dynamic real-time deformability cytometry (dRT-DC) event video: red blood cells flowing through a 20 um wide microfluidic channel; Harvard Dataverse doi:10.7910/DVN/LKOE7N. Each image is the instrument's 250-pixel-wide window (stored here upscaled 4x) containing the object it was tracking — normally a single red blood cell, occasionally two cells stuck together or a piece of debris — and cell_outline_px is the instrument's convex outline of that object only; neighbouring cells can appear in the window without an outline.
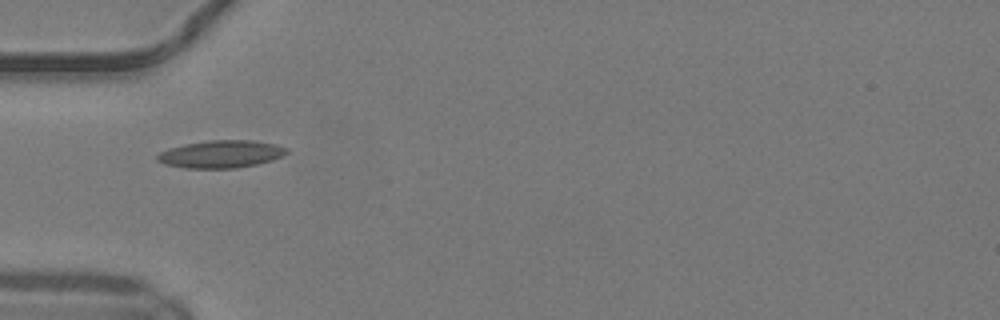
{"species": "common noctule bat (a hibernating species)", "species_latin": "Nyctalus noctula", "temperature_condition": "warm", "stored_images_in_passage": 32, "camera_frame_rate_fps": 3000, "um_per_image_px": 0.085, "animal": {"sex": "male", "body_mass_g": 19.2, "forearm_length_mm": 51.8}, "frame": {"image": 1, "passage_image": 1, "time_ms": 0.0, "image_size_px": [1000, 320], "cell_outline_px": [[288, 152], [272, 160], [256, 164], [236, 168], [184, 168], [164, 164], [156, 160], [156, 156], [160, 152], [168, 148], [184, 144], [208, 140], [252, 140], [276, 144], [288, 148]], "centroid_in_image_um": [18.76, 13.09], "position_along_channel_um": 66.2, "area_um2": 20.81}}
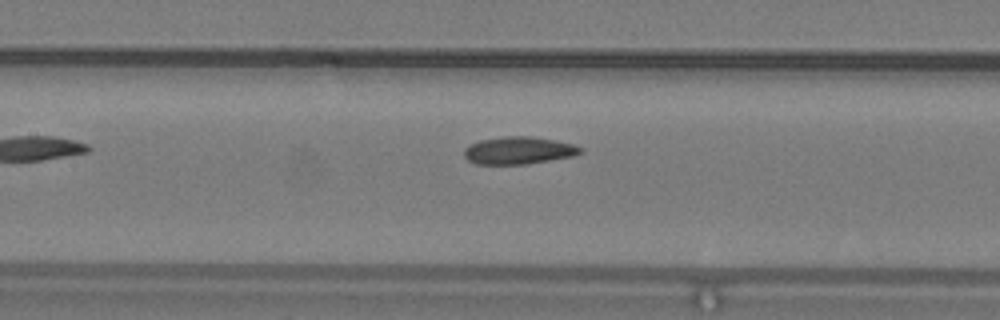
{"frame": {"image": 2, "passage_image": 8, "time_ms": 2.333, "image_size_px": [1000, 320], "cell_outline_px": [[584, 152], [572, 156], [524, 164], [476, 164], [468, 160], [464, 156], [464, 148], [468, 144], [480, 140], [504, 136], [532, 136], [572, 144], [584, 148]], "centroid_in_image_um": [44.05, 12.78], "position_along_channel_um": 163.3, "area_um2": 18.55}}
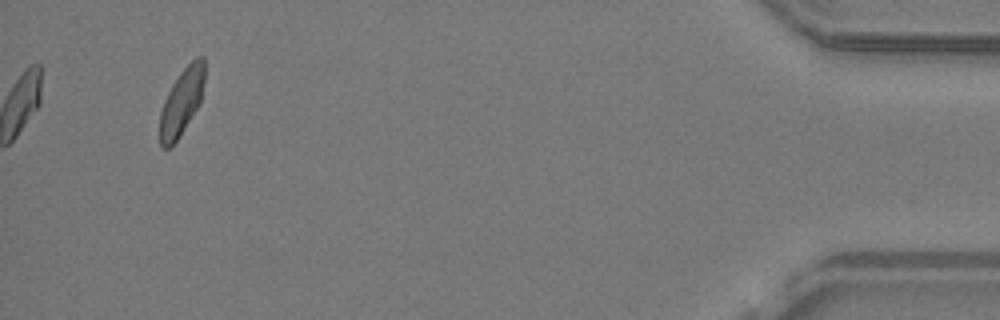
{"frame": {"image": 3, "passage_image": 32, "time_ms": 10.333, "image_size_px": [1000, 320], "cell_outline_px": [[204, 80], [200, 104], [176, 140], [168, 148], [160, 148], [160, 112], [164, 100], [172, 84], [180, 72], [196, 56], [204, 56]], "centroid_in_image_um": [15.44, 8.63], "position_along_channel_um": 419.8, "area_um2": 17.17}, "authors_computed_cell_mechanics": {"area_um2": 18.1492, "velocity_mm_per_s": 4.1665, "shape_relaxation_time_tau1_ms": null, "shape_relaxation_time_tau2_ms": 3.3791, "deformation_change_tau1": null, "deformation_change_tau2": 0.0885}}